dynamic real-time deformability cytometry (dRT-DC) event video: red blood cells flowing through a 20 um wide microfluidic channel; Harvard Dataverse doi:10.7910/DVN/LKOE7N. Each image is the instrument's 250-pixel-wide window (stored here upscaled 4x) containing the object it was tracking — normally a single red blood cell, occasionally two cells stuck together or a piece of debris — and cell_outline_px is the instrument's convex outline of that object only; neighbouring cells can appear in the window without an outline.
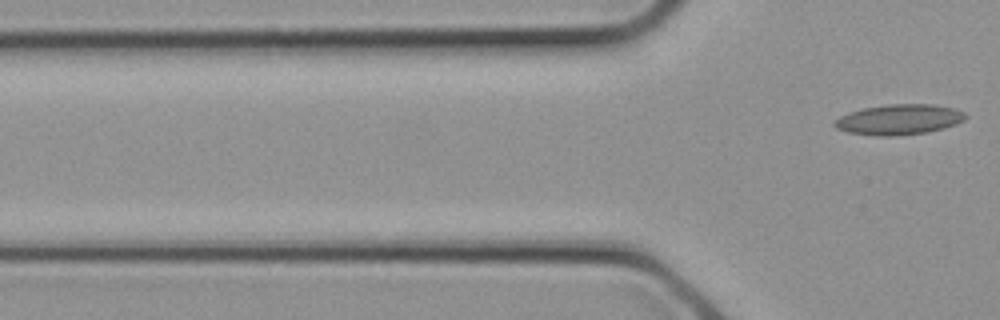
{"species": "common noctule bat (a hibernating species)", "species_latin": "Nyctalus noctula", "temperature_condition": "cold", "stored_images_in_passage": 3, "camera_frame_rate_fps": 3000, "um_per_image_px": 0.085, "animal": {"sex": "female", "body_mass_g": 21.9}, "frame": {"image": 1, "passage_image": 3, "time_ms": 0.667, "image_size_px": [1000, 320], "cell_outline_px": [[968, 116], [964, 120], [956, 124], [944, 128], [928, 132], [896, 136], [880, 136], [848, 132], [836, 128], [832, 124], [832, 120], [848, 112], [864, 108], [888, 104], [936, 104], [956, 108], [964, 112]], "centroid_in_image_um": [76.43, 10.15], "position_along_channel_um": 49.4, "area_um2": 23.47}}